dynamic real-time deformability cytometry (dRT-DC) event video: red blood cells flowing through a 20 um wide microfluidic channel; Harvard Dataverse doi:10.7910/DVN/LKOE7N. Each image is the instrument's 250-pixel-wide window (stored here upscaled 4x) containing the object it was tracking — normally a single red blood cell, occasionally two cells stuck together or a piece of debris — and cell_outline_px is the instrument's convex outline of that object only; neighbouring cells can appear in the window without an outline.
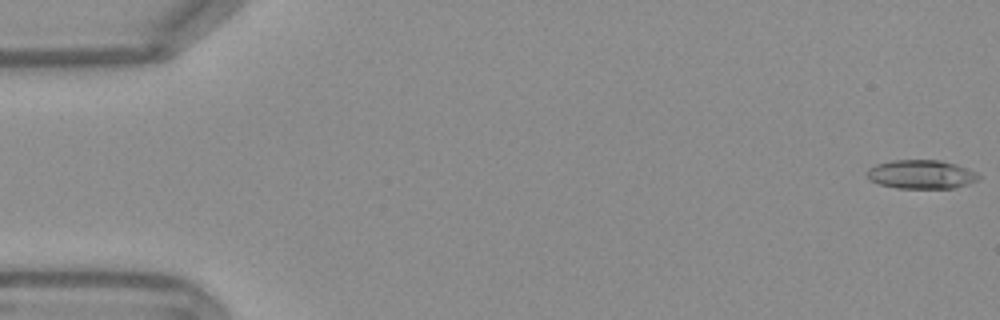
{"species": "Egyptian fruit bat (a non-hibernating species)", "species_latin": "Rousettus aegyptiacus", "temperature_condition": "warm", "stored_images_in_passage": 54, "camera_frame_rate_fps": 3000, "um_per_image_px": 0.085, "frame": {"image": 1, "passage_image": 1, "time_ms": 0.0, "image_size_px": [1000, 320], "cell_outline_px": [[980, 176], [976, 180], [968, 184], [956, 188], [896, 188], [880, 184], [868, 180], [868, 168], [876, 164], [892, 160], [940, 160], [956, 164], [976, 172]], "centroid_in_image_um": [78.29, 14.82], "position_along_channel_um": 6.7, "area_um2": 18.73}}
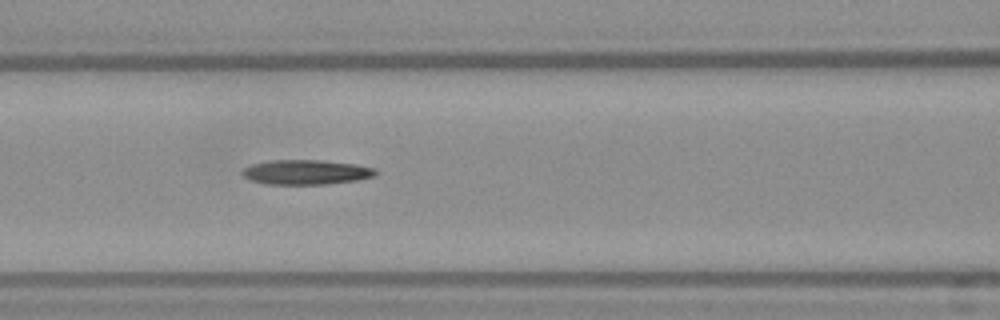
{"frame": {"image": 2, "passage_image": 23, "time_ms": 7.333, "image_size_px": [1000, 320], "cell_outline_px": [[380, 172], [376, 176], [356, 180], [328, 184], [264, 184], [252, 180], [244, 176], [240, 172], [244, 168], [252, 164], [272, 160], [320, 160], [356, 164], [376, 168]], "centroid_in_image_um": [26.07, 14.63], "position_along_channel_um": 140.5, "area_um2": 19.31}}
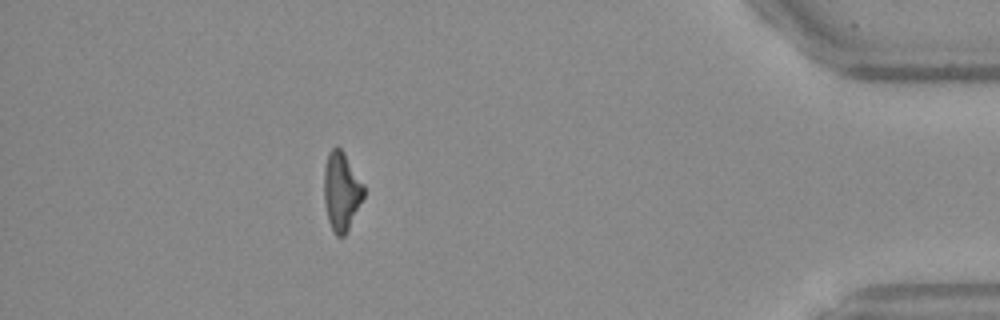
{"frame": {"image": 3, "passage_image": 48, "time_ms": 15.667, "image_size_px": [1000, 320], "cell_outline_px": [[364, 196], [344, 236], [336, 236], [332, 232], [328, 220], [324, 200], [324, 168], [328, 152], [332, 148], [340, 148], [344, 152], [364, 184]], "centroid_in_image_um": [29.01, 16.25], "position_along_channel_um": 406.2, "area_um2": 18.09}, "authors_computed_cell_mechanics": {"area_um2": 18.8717, "velocity_mm_per_s": 3.8033, "shape_relaxation_time_tau1_ms": 9.4387, "shape_relaxation_time_tau2_ms": null, "deformation_change_tau1": 0.2713, "deformation_change_tau2": null}}